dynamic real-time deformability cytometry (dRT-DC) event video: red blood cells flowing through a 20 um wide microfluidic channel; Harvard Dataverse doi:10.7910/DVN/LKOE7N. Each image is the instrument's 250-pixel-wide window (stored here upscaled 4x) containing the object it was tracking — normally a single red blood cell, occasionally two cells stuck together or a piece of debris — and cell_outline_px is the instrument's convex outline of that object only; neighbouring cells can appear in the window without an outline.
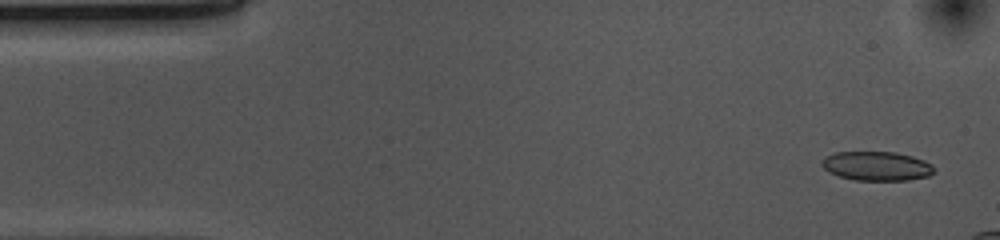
{"species": "common noctule bat (a hibernating species)", "species_latin": "Nyctalus noctula", "temperature_condition": "cold", "stored_images_in_passage": 12, "camera_frame_rate_fps": 3000, "um_per_image_px": 0.085, "animal": {"sex": "female", "body_mass_g": 10.0, "forearm_length_mm": 53.1}, "frame": {"image": 1, "passage_image": 2, "time_ms": 0.333, "image_size_px": [1000, 240], "cell_outline_px": [[936, 168], [928, 176], [908, 180], [856, 180], [840, 176], [828, 172], [820, 164], [820, 160], [824, 156], [836, 152], [896, 152], [912, 156], [924, 160], [932, 164]], "centroid_in_image_um": [74.5, 14.1], "position_along_channel_um": 10.5, "area_um2": 19.19}}